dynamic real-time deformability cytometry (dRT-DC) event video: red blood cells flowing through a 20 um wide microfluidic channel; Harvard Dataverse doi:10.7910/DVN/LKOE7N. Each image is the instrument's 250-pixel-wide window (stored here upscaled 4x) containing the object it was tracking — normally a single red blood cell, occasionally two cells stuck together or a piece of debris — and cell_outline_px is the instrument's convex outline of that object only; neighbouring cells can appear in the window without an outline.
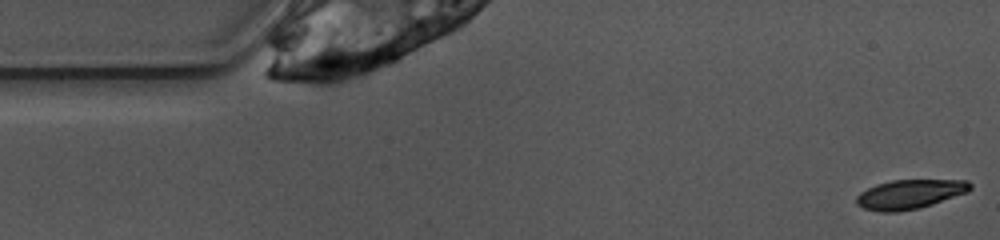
{"species": "common noctule bat (a hibernating species)", "species_latin": "Nyctalus noctula", "temperature_condition": "warm", "stored_images_in_passage": 4, "camera_frame_rate_fps": 3000, "um_per_image_px": 0.085, "animal": {"sex": "female", "body_mass_g": 10.0, "forearm_length_mm": 53.1}, "frame": {"image": 1, "passage_image": 1, "time_ms": 0.0, "image_size_px": [1000, 240], "cell_outline_px": [[972, 188], [968, 192], [920, 208], [896, 212], [880, 212], [864, 208], [856, 204], [856, 196], [860, 192], [876, 184], [892, 180], [968, 180], [972, 184]], "centroid_in_image_um": [77.33, 16.51], "position_along_channel_um": 7.7, "area_um2": 19.48}}